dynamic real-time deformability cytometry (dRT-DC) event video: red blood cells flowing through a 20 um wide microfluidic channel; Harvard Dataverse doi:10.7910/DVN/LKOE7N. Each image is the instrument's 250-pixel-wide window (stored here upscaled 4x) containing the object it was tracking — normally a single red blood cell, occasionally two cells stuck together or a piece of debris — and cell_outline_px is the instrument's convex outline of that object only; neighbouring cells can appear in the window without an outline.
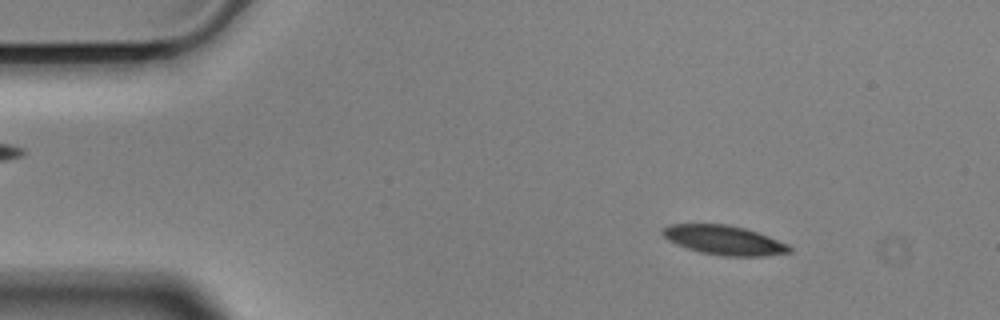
{"species": "Egyptian fruit bat (a non-hibernating species)", "species_latin": "Rousettus aegyptiacus", "temperature_condition": "cold", "stored_images_in_passage": 56, "camera_frame_rate_fps": 3000, "um_per_image_px": 0.085, "animal": {"sex": "male"}, "frame": {"image": 1, "passage_image": 7, "time_ms": 2.0, "image_size_px": [1000, 320], "cell_outline_px": [[792, 252], [764, 256], [724, 256], [700, 252], [676, 244], [668, 240], [660, 232], [660, 228], [668, 224], [728, 224], [744, 228], [768, 236], [788, 244], [792, 248]], "centroid_in_image_um": [61.52, 20.41], "position_along_channel_um": 23.5, "area_um2": 21.73}}
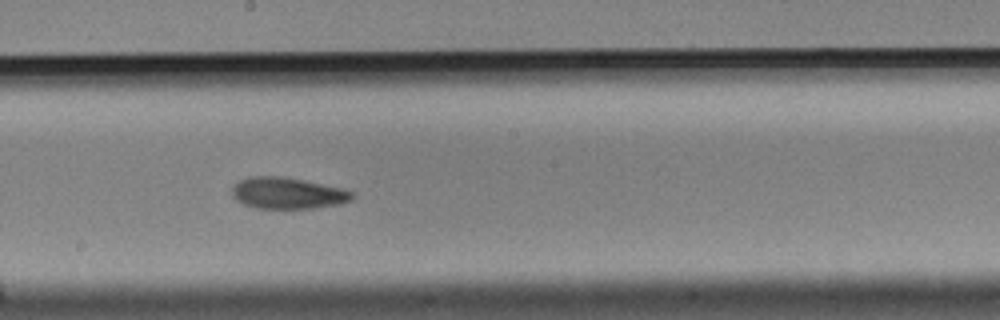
{"frame": {"image": 2, "passage_image": 30, "time_ms": 9.667, "image_size_px": [1000, 320], "cell_outline_px": [[356, 196], [352, 200], [340, 204], [312, 208], [256, 208], [244, 204], [236, 200], [232, 196], [232, 188], [240, 180], [248, 176], [276, 176], [300, 180], [344, 188], [356, 192]], "centroid_in_image_um": [24.49, 16.42], "position_along_channel_um": 223.7, "area_um2": 21.96}}
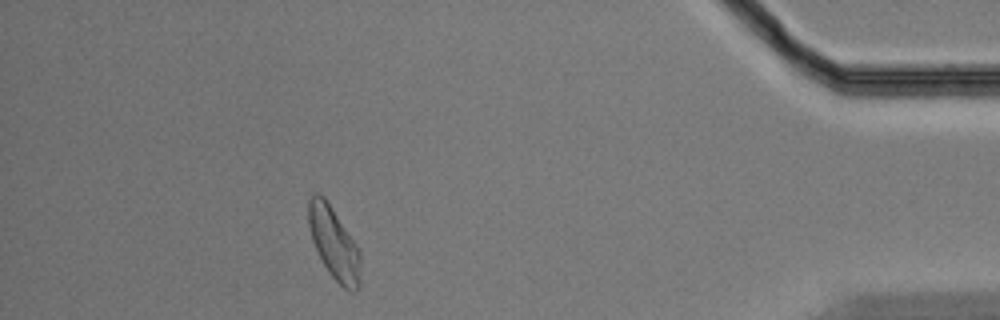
{"frame": {"image": 3, "passage_image": 50, "time_ms": 16.333, "image_size_px": [1000, 320], "cell_outline_px": [[360, 288], [352, 292], [348, 292], [328, 272], [312, 240], [308, 224], [308, 200], [312, 192], [320, 192], [324, 196], [356, 244], [360, 252]], "centroid_in_image_um": [28.38, 20.66], "position_along_channel_um": 406.8, "area_um2": 21.85}, "authors_computed_cell_mechanics": {"area_um2": 21.964, "velocity_mm_per_s": 3.5206, "shape_relaxation_time_tau1_ms": 5.0517, "shape_relaxation_time_tau2_ms": 6.7804, "deformation_change_tau1": 0.1227, "deformation_change_tau2": 0.1363}}